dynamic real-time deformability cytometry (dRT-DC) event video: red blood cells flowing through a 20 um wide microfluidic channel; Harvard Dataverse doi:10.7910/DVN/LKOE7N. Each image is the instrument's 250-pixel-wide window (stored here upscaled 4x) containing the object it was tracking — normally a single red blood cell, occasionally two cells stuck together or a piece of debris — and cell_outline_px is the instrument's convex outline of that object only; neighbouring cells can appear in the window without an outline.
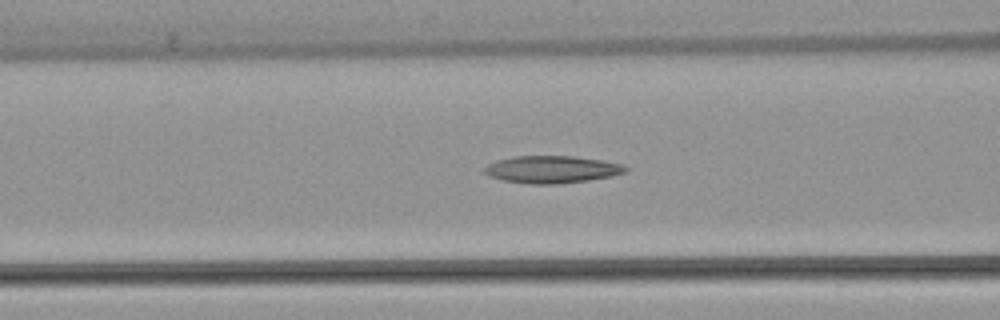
{"species": "common noctule bat (a hibernating species)", "species_latin": "Nyctalus noctula", "temperature_condition": "warm", "stored_images_in_passage": 29, "camera_frame_rate_fps": 3000, "um_per_image_px": 0.085, "animal": {"sex": "female", "body_mass_g": 22.7, "forearm_length_mm": 54.2}, "frame": {"image": 1, "passage_image": 6, "time_ms": 1.667, "image_size_px": [1000, 320], "cell_outline_px": [[628, 172], [612, 176], [588, 180], [560, 184], [528, 184], [504, 180], [492, 176], [484, 172], [484, 168], [488, 164], [496, 160], [512, 156], [572, 156], [600, 160], [624, 164], [628, 168]], "centroid_in_image_um": [46.94, 14.4], "position_along_channel_um": 119.7, "area_um2": 22.48}}
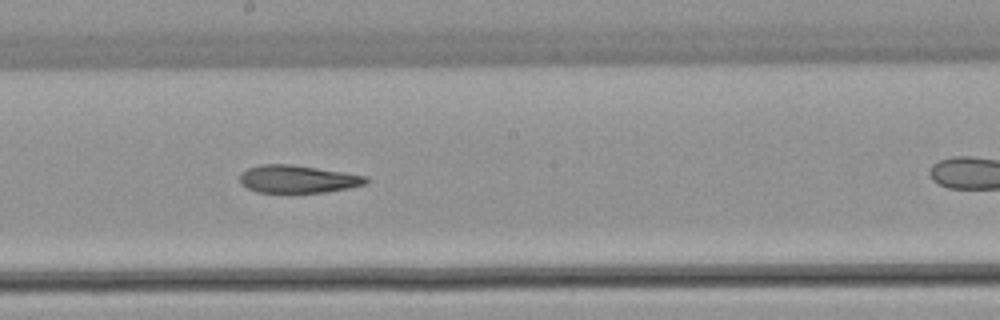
{"frame": {"image": 2, "passage_image": 14, "time_ms": 4.333, "image_size_px": [1000, 320], "cell_outline_px": [[368, 180], [364, 184], [348, 188], [324, 192], [256, 192], [240, 184], [240, 176], [248, 168], [260, 164], [292, 164], [344, 172], [368, 176]], "centroid_in_image_um": [25.3, 15.21], "position_along_channel_um": 222.9, "area_um2": 20.23}}
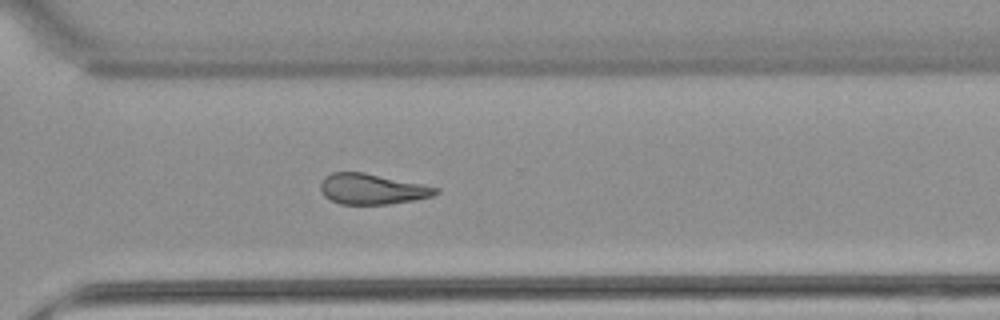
{"frame": {"image": 3, "passage_image": 23, "time_ms": 7.333, "image_size_px": [1000, 320], "cell_outline_px": [[440, 192], [432, 196], [412, 200], [388, 204], [340, 204], [324, 196], [320, 188], [320, 180], [324, 176], [332, 172], [364, 172], [440, 188]], "centroid_in_image_um": [31.59, 16.06], "position_along_channel_um": 339.0, "area_um2": 20.46}}